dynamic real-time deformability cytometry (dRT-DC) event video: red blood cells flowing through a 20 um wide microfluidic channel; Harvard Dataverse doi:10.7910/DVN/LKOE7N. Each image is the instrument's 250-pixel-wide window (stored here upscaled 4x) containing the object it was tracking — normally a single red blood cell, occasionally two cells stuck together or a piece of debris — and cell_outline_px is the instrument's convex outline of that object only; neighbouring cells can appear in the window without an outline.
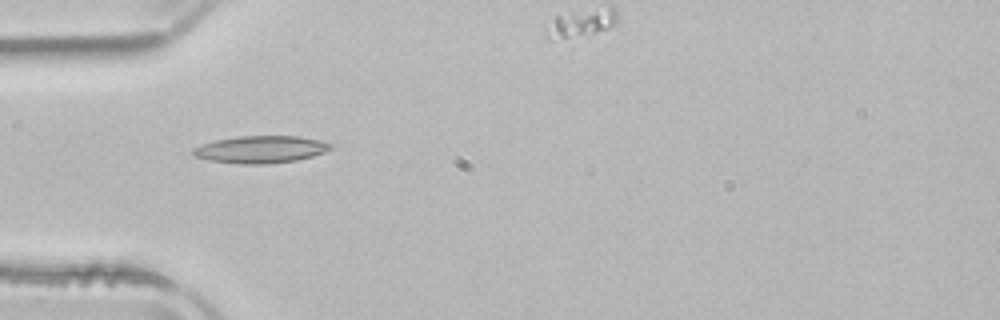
{"species": "common noctule bat (a hibernating species)", "species_latin": "Nyctalus noctula", "temperature_condition": "room temperature", "stored_images_in_passage": 39, "camera_frame_rate_fps": 3000, "um_per_image_px": 0.085, "animal": {"sex": "male", "body_mass_g": 21.5, "forearm_length_mm": 52.0}, "frame": {"image": 1, "passage_image": 2, "time_ms": 0.333, "image_size_px": [1000, 320], "cell_outline_px": [[336, 144], [332, 148], [324, 152], [312, 156], [296, 160], [268, 164], [240, 164], [208, 160], [192, 156], [192, 148], [216, 140], [240, 136], [300, 136], [320, 140]], "centroid_in_image_um": [22.18, 12.7], "position_along_channel_um": 62.8, "area_um2": 21.96}}
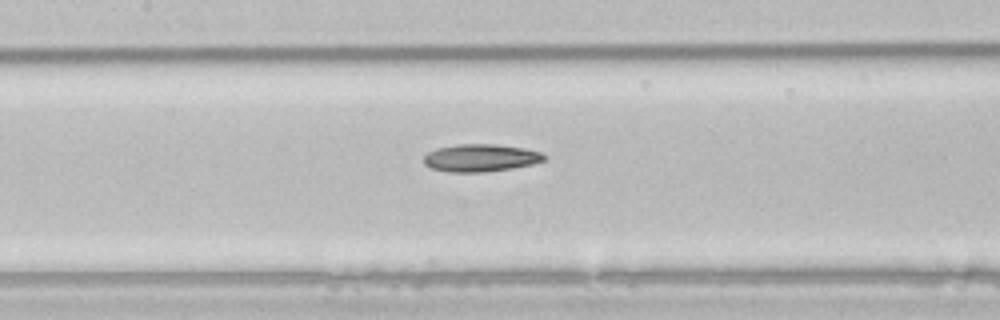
{"frame": {"image": 2, "passage_image": 10, "time_ms": 3.0, "image_size_px": [1000, 320], "cell_outline_px": [[548, 156], [544, 160], [532, 164], [512, 168], [484, 172], [448, 172], [432, 168], [424, 164], [424, 156], [428, 152], [436, 148], [456, 144], [496, 144], [520, 148], [540, 152]], "centroid_in_image_um": [40.82, 13.42], "position_along_channel_um": 166.6, "area_um2": 19.25}}
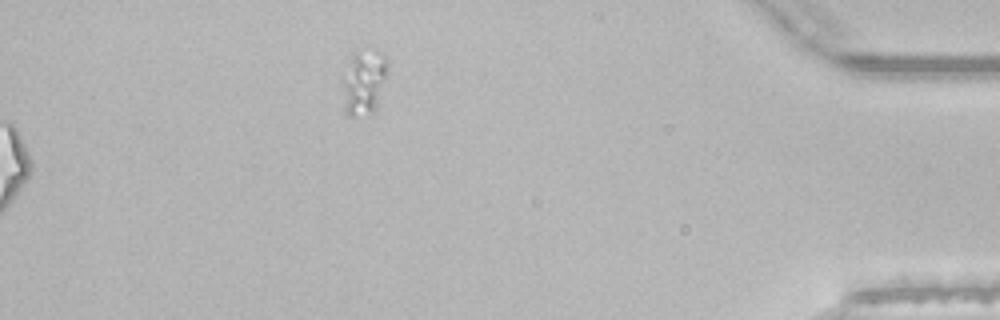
{"frame": {"image": 3, "passage_image": 39, "time_ms": 12.667, "image_size_px": [1000, 320], "cell_outline_px": [[388, 72], [376, 108], [372, 112], [356, 116], [348, 116], [344, 112], [340, 84], [340, 80], [356, 52], [376, 48], [388, 60]], "centroid_in_image_um": [30.91, 6.99], "position_along_channel_um": 404.3, "area_um2": 17.46}}